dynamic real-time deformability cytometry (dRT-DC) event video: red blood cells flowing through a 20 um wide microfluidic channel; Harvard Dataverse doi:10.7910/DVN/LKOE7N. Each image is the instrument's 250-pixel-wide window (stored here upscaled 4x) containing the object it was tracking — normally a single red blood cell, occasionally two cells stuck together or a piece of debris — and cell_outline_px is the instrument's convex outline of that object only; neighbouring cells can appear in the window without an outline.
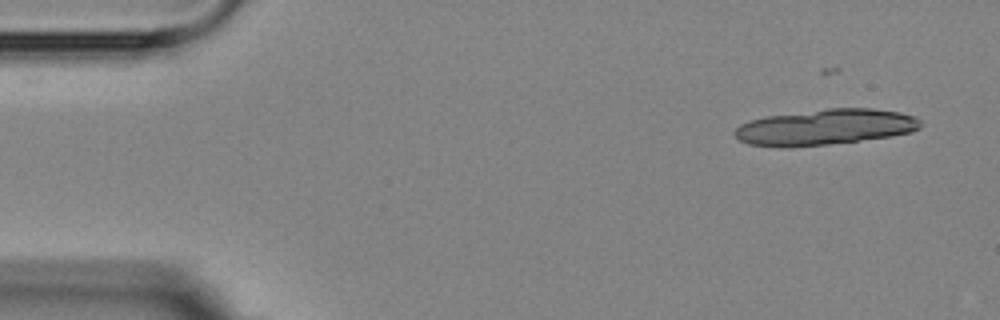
{"species": "Egyptian fruit bat (a non-hibernating species)", "species_latin": "Rousettus aegyptiacus", "temperature_condition": "room temperature", "stored_images_in_passage": 5, "camera_frame_rate_fps": 3000, "um_per_image_px": 0.085, "animal": {"sex": "female"}, "frame": {"image": 1, "passage_image": 2, "time_ms": 1.333, "image_size_px": [1000, 320], "cell_outline_px": [[924, 124], [920, 128], [912, 132], [892, 136], [828, 144], [748, 144], [740, 140], [732, 132], [740, 124], [748, 120], [764, 116], [828, 108], [872, 108], [900, 112], [916, 116]], "centroid_in_image_um": [70.24, 10.75], "position_along_channel_um": 14.8, "area_um2": 37.97}}